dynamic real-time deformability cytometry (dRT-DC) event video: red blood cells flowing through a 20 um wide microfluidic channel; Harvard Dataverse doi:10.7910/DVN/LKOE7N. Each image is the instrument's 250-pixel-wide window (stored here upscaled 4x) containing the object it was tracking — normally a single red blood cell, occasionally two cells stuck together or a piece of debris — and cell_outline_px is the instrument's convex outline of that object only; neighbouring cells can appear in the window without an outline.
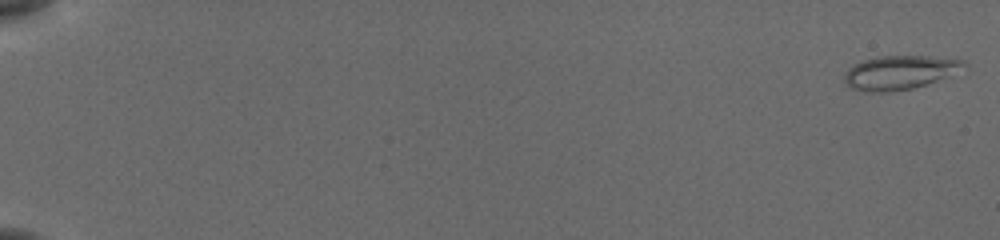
{"species": "common noctule bat (a hibernating species)", "species_latin": "Nyctalus noctula", "temperature_condition": "cold", "stored_images_in_passage": 55, "camera_frame_rate_fps": 3000, "um_per_image_px": 0.085, "animal": {"sex": "female", "body_mass_g": 19.5, "forearm_length_mm": 54.1}, "frame": {"image": 1, "passage_image": 1, "time_ms": 0.0, "image_size_px": [1000, 240], "cell_outline_px": [[968, 64], [936, 80], [912, 88], [888, 92], [864, 92], [848, 88], [844, 84], [844, 76], [848, 68], [864, 60], [876, 56], [928, 56], [964, 60]], "centroid_in_image_um": [76.35, 6.16], "position_along_channel_um": 8.6, "area_um2": 23.24}}
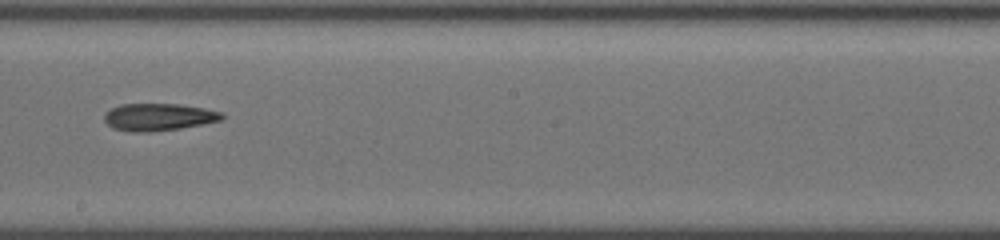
{"frame": {"image": 2, "passage_image": 34, "time_ms": 11.0, "image_size_px": [1000, 240], "cell_outline_px": [[224, 116], [220, 120], [180, 128], [144, 132], [132, 132], [112, 128], [104, 120], [104, 112], [120, 104], [180, 104], [204, 108], [224, 112]], "centroid_in_image_um": [13.45, 9.93], "position_along_channel_um": 234.8, "area_um2": 18.61}}
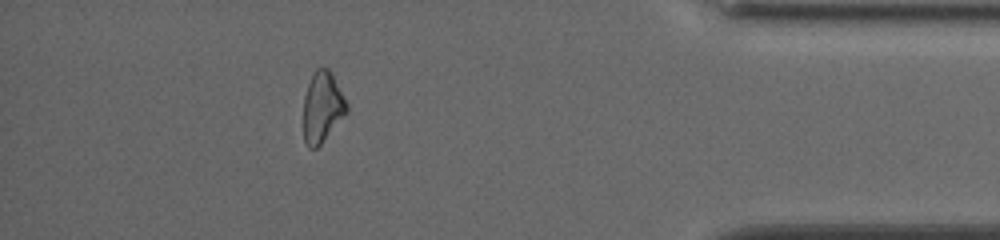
{"frame": {"image": 3, "passage_image": 50, "time_ms": 16.333, "image_size_px": [1000, 240], "cell_outline_px": [[348, 112], [320, 144], [316, 148], [308, 148], [304, 140], [304, 96], [312, 72], [316, 68], [328, 68], [332, 72], [348, 104]], "centroid_in_image_um": [27.41, 9.07], "position_along_channel_um": 407.8, "area_um2": 17.86}, "authors_computed_cell_mechanics": {"area_um2": 18.9006, "velocity_mm_per_s": 3.886, "shape_relaxation_time_tau1_ms": 8.3455, "shape_relaxation_time_tau2_ms": 7.6178, "deformation_change_tau1": 0.1603, "deformation_change_tau2": 0.1995}}